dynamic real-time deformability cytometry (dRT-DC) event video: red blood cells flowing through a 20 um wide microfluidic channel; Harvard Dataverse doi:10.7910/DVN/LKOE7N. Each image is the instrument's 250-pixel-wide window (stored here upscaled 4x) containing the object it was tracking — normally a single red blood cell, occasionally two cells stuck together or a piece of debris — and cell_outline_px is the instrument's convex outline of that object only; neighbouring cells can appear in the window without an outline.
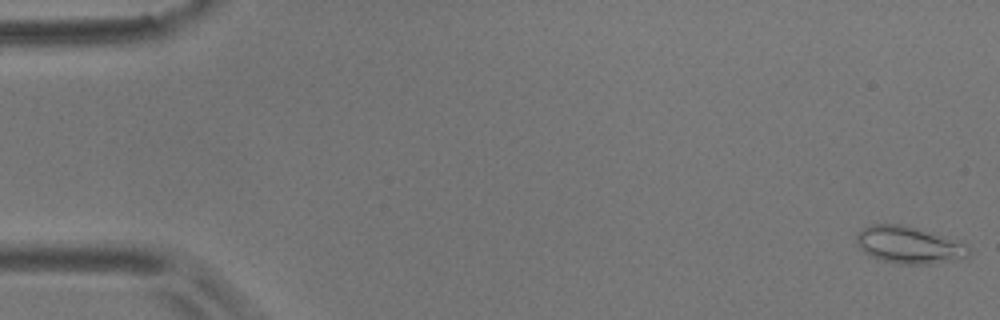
{"species": "common noctule bat (a hibernating species)", "species_latin": "Nyctalus noctula", "temperature_condition": "room temperature", "stored_images_in_passage": 57, "camera_frame_rate_fps": 3000, "um_per_image_px": 0.085, "animal": {"sex": "male", "body_mass_g": 17.9}, "frame": {"image": 1, "passage_image": 1, "time_ms": 0.0, "image_size_px": [1000, 320], "cell_outline_px": [[972, 252], [968, 256], [936, 264], [896, 264], [880, 260], [864, 252], [860, 248], [856, 240], [856, 232], [872, 224], [900, 224], [916, 228], [964, 244]], "centroid_in_image_um": [77.2, 20.84], "position_along_channel_um": 7.8, "area_um2": 23.93}}
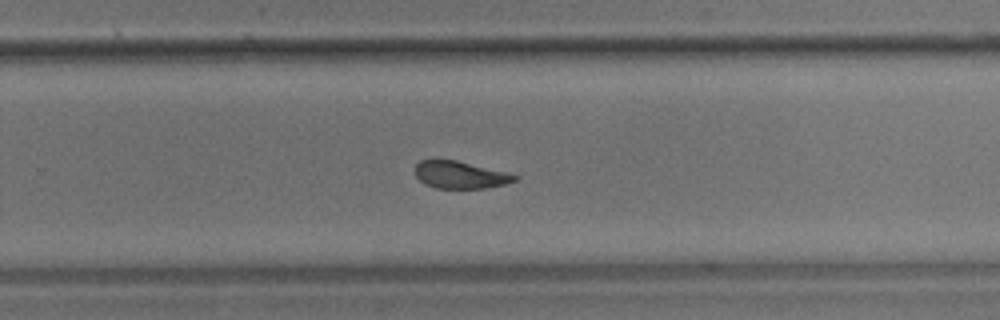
{"frame": {"image": 2, "passage_image": 37, "time_ms": 12.0, "image_size_px": [1000, 320], "cell_outline_px": [[520, 176], [516, 180], [504, 184], [484, 188], [436, 188], [424, 184], [416, 176], [416, 164], [420, 160], [436, 156], [456, 160]], "centroid_in_image_um": [39.03, 14.82], "position_along_channel_um": 290.8, "area_um2": 16.07}}
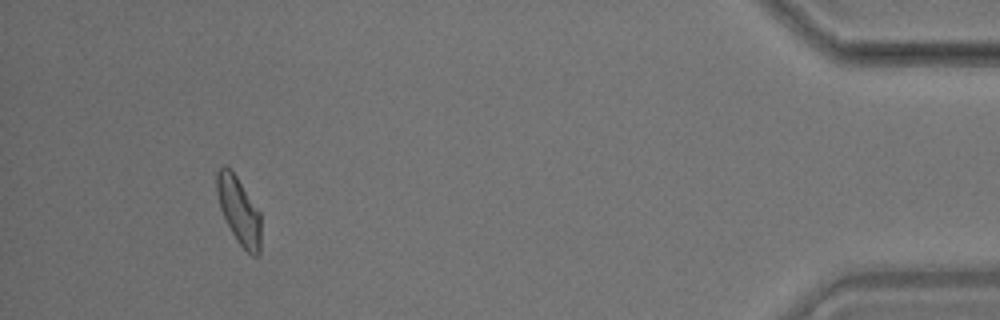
{"frame": {"image": 3, "passage_image": 53, "time_ms": 17.333, "image_size_px": [1000, 320], "cell_outline_px": [[260, 256], [252, 256], [236, 240], [220, 208], [216, 192], [216, 172], [224, 164], [236, 176], [260, 212]], "centroid_in_image_um": [20.3, 17.91], "position_along_channel_um": 414.9, "area_um2": 17.05}, "authors_computed_cell_mechanics": {"area_um2": 17.2822, "velocity_mm_per_s": 3.5344, "shape_relaxation_time_tau1_ms": 6.8774, "shape_relaxation_time_tau2_ms": 3.0474, "deformation_change_tau1": 0.1602, "deformation_change_tau2": 0.0918}}